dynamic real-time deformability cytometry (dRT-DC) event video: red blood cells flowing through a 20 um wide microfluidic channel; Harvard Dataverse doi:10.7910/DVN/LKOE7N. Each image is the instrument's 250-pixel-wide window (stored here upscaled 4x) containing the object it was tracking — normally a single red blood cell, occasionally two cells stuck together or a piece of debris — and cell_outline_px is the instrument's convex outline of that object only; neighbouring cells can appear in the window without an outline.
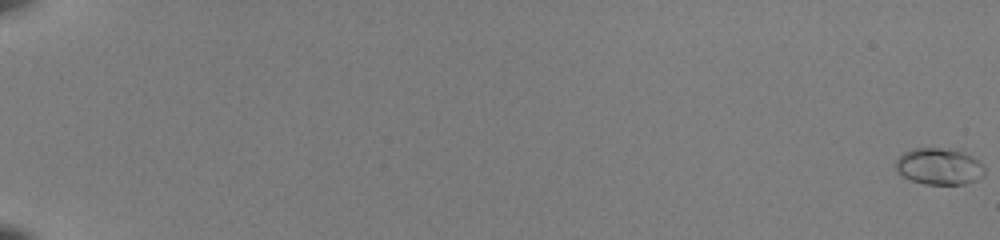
{"species": "common noctule bat (a hibernating species)", "species_latin": "Nyctalus noctula", "temperature_condition": "room temperature", "stored_images_in_passage": 55, "camera_frame_rate_fps": 3000, "um_per_image_px": 0.085, "animal": {"sex": "female", "body_mass_g": 22.0, "forearm_length_mm": 56.7}, "frame": {"image": 1, "passage_image": 1, "time_ms": 0.0, "image_size_px": [1000, 240], "cell_outline_px": [[984, 172], [980, 176], [964, 184], [924, 184], [912, 180], [896, 172], [896, 160], [904, 152], [912, 148], [940, 148], [960, 152], [972, 156], [984, 164]], "centroid_in_image_um": [79.79, 14.14], "position_along_channel_um": 5.2, "area_um2": 18.61}}
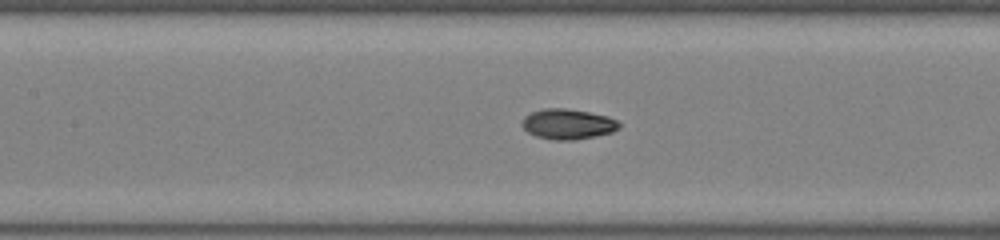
{"frame": {"image": 2, "passage_image": 30, "time_ms": 9.667, "image_size_px": [1000, 240], "cell_outline_px": [[620, 124], [612, 132], [572, 140], [552, 140], [536, 136], [528, 132], [524, 128], [524, 116], [532, 112], [544, 108], [564, 108], [588, 112], [608, 116], [616, 120]], "centroid_in_image_um": [48.25, 10.54], "position_along_channel_um": 159.2, "area_um2": 16.76}}
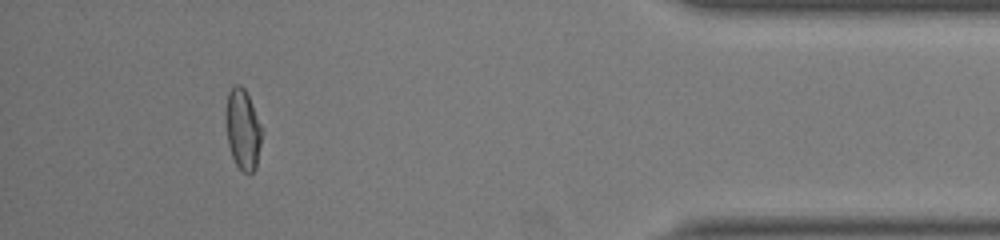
{"frame": {"image": 3, "passage_image": 52, "time_ms": 17.0, "image_size_px": [1000, 240], "cell_outline_px": [[260, 144], [256, 168], [248, 176], [236, 164], [232, 156], [228, 144], [224, 116], [228, 92], [236, 84], [240, 84], [244, 88], [248, 96], [260, 124]], "centroid_in_image_um": [20.6, 11.0], "position_along_channel_um": 414.6, "area_um2": 16.7}, "authors_computed_cell_mechanics": {"area_um2": 16.762, "velocity_mm_per_s": 4.0066, "shape_relaxation_time_tau1_ms": 4.715, "shape_relaxation_time_tau2_ms": 1.1476, "deformation_change_tau1": 0.175, "deformation_change_tau2": 0.0469}}